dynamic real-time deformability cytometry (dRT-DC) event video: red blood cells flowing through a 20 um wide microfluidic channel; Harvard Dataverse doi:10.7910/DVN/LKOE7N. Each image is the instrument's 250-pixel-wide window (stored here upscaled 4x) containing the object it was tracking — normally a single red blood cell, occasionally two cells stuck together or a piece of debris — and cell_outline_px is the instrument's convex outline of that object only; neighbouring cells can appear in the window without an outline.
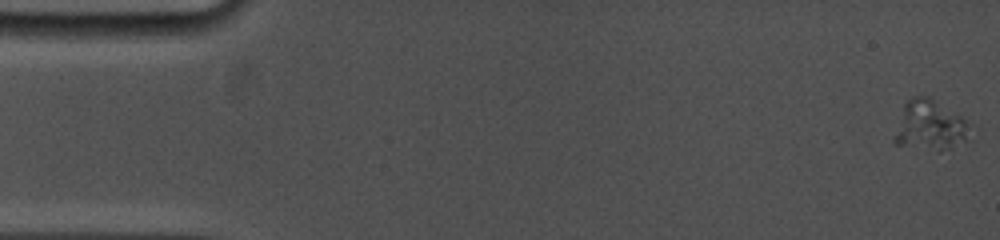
{"species": "common noctule bat (a hibernating species)", "species_latin": "Nyctalus noctula", "temperature_condition": "cold", "stored_images_in_passage": 20, "camera_frame_rate_fps": 5000, "um_per_image_px": 0.085, "animal": {"sex": "female", "body_mass_g": 19.0, "forearm_length_mm": 53.3}, "frame": {"image": 1, "passage_image": 1, "time_ms": 0.0, "image_size_px": [1000, 240], "cell_outline_px": [[972, 124], [964, 140], [952, 148], [940, 152], [936, 152], [896, 144], [892, 140], [904, 104], [912, 96], [928, 96], [960, 116]], "centroid_in_image_um": [79.02, 10.7], "position_along_channel_um": 6.0, "area_um2": 22.02}}
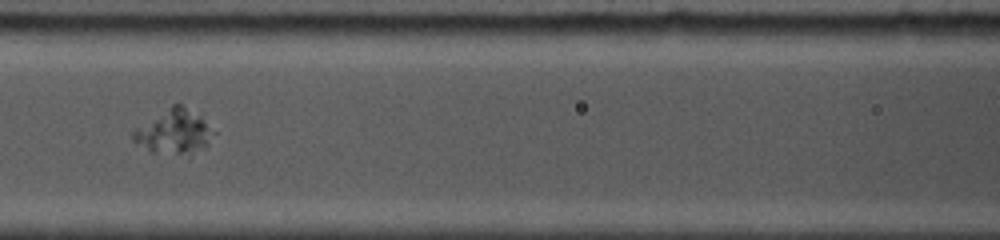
{"frame": {"image": 2, "passage_image": 12, "time_ms": 7.6, "image_size_px": [1000, 240], "cell_outline_px": [[216, 132], [204, 148], [180, 152], [152, 152], [132, 140], [132, 132], [136, 128], [172, 104], [180, 104], [200, 116]], "centroid_in_image_um": [14.78, 11.15], "position_along_channel_um": 151.8, "area_um2": 19.83}}
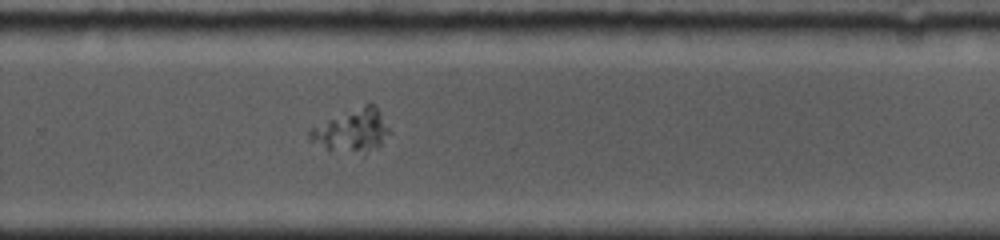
{"frame": {"image": 3, "passage_image": 20, "time_ms": 11.6, "image_size_px": [1000, 240], "cell_outline_px": [[392, 132], [380, 148], [364, 156], [328, 148], [308, 140], [308, 128], [364, 104], [376, 104]], "centroid_in_image_um": [30.0, 11.14], "position_along_channel_um": 299.8, "area_um2": 20.46}}